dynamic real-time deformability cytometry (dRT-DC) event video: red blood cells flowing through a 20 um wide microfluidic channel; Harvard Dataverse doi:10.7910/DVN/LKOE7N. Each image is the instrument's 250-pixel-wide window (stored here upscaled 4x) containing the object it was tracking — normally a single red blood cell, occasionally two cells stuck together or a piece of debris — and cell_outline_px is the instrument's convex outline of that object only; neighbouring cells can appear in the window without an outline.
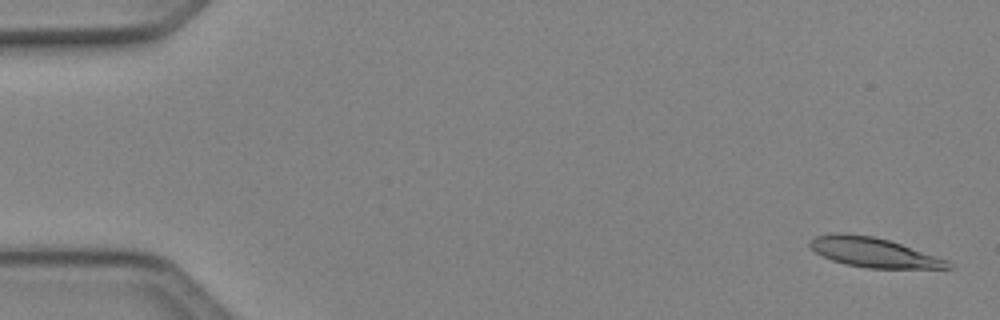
{"species": "Egyptian fruit bat (a non-hibernating species)", "species_latin": "Rousettus aegyptiacus", "temperature_condition": "cold", "stored_images_in_passage": 14, "camera_frame_rate_fps": 3000, "um_per_image_px": 0.085, "animal": {"sex": "female"}, "frame": {"image": 1, "passage_image": 2, "time_ms": 0.333, "image_size_px": [1000, 320], "cell_outline_px": [[956, 268], [868, 268], [844, 264], [832, 260], [816, 252], [808, 244], [808, 240], [816, 236], [840, 232], [844, 232], [872, 236], [888, 240], [948, 260]], "centroid_in_image_um": [74.24, 21.45], "position_along_channel_um": 10.8, "area_um2": 23.64}}